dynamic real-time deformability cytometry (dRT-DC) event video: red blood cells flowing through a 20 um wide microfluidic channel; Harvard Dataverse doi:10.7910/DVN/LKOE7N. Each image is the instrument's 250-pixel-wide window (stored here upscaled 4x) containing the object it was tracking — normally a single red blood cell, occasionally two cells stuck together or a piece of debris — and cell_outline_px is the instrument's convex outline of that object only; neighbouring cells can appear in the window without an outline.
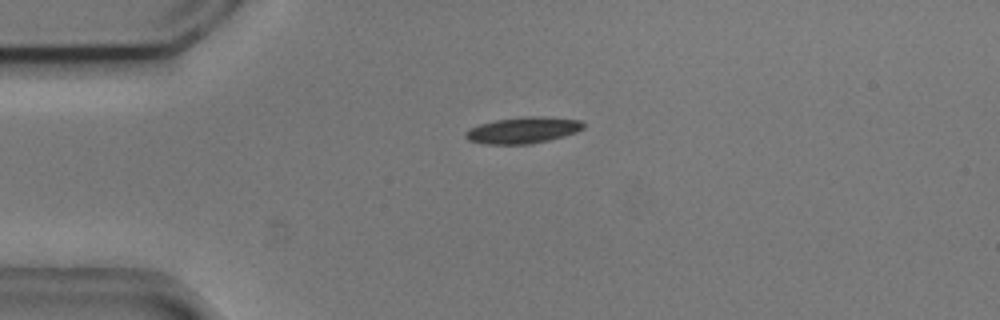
{"species": "common noctule bat (a hibernating species)", "species_latin": "Nyctalus noctula", "temperature_condition": "cold", "stored_images_in_passage": 43, "camera_frame_rate_fps": 3000, "um_per_image_px": 0.085, "animal": {"sex": "male", "body_mass_g": 20.5, "forearm_length_mm": 52.5}, "frame": {"image": 1, "passage_image": 2, "time_ms": 0.333, "image_size_px": [1000, 320], "cell_outline_px": [[584, 128], [576, 132], [548, 140], [532, 144], [484, 144], [468, 140], [464, 136], [464, 132], [468, 128], [480, 124], [496, 120], [524, 116], [548, 116], [580, 120], [584, 124]], "centroid_in_image_um": [44.43, 11.06], "position_along_channel_um": 40.6, "area_um2": 18.21}}
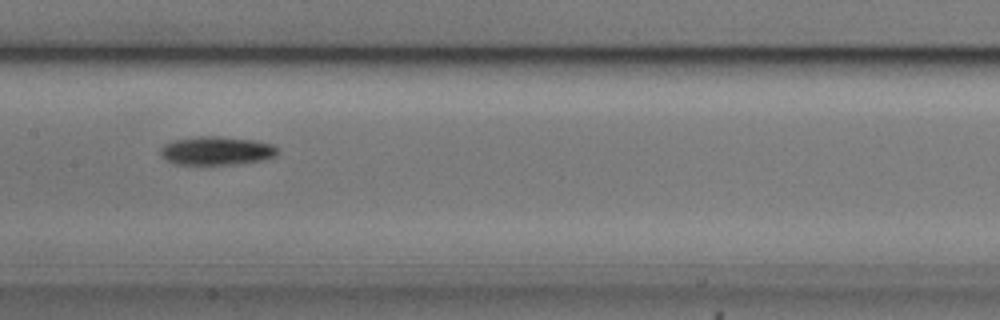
{"frame": {"image": 2, "passage_image": 16, "time_ms": 5.0, "image_size_px": [1000, 320], "cell_outline_px": [[280, 152], [276, 156], [264, 160], [236, 164], [176, 164], [160, 156], [160, 148], [164, 144], [172, 140], [196, 136], [216, 136], [252, 140], [272, 144]], "centroid_in_image_um": [18.4, 12.81], "position_along_channel_um": 189.0, "area_um2": 19.54}}
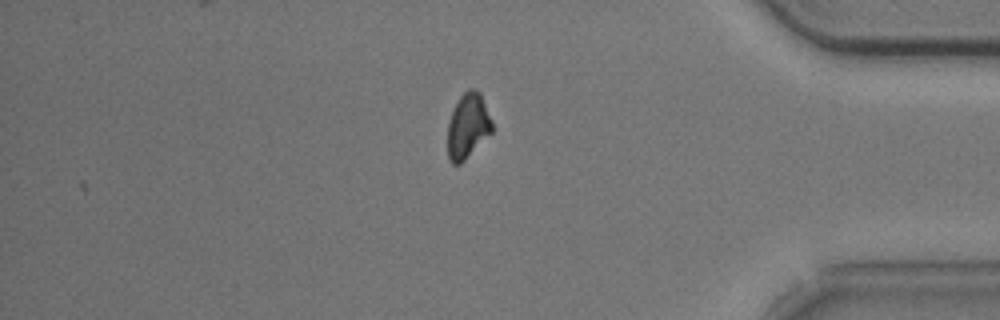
{"frame": {"image": 3, "passage_image": 35, "time_ms": 11.333, "image_size_px": [1000, 320], "cell_outline_px": [[492, 132], [460, 164], [452, 164], [448, 160], [448, 120], [460, 96], [468, 88], [472, 88], [480, 92], [492, 120]], "centroid_in_image_um": [39.76, 10.7], "position_along_channel_um": 395.4, "area_um2": 16.76}, "authors_computed_cell_mechanics": {"area_um2": 18.3804, "velocity_mm_per_s": 3.7116, "shape_relaxation_time_tau1_ms": 2.9461, "shape_relaxation_time_tau2_ms": null, "deformation_change_tau1": 0.121, "deformation_change_tau2": null}}